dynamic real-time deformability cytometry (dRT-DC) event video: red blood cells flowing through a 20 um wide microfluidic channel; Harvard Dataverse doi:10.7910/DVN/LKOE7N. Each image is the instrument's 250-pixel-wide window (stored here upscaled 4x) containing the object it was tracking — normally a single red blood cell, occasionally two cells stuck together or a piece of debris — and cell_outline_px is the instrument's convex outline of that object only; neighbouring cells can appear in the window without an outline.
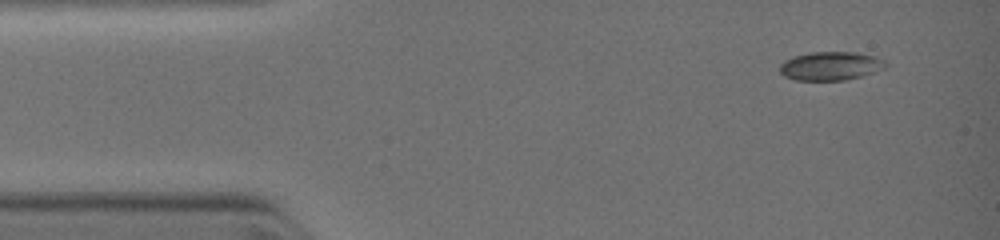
{"species": "common noctule bat (a hibernating species)", "species_latin": "Nyctalus noctula", "temperature_condition": "warm", "stored_images_in_passage": 3, "camera_frame_rate_fps": 3000, "um_per_image_px": 0.085, "animal": {"sex": "female", "body_mass_g": 19.0, "forearm_length_mm": 51.5}, "frame": {"image": 1, "passage_image": 1, "time_ms": 0.0, "image_size_px": [1000, 240], "cell_outline_px": [[888, 64], [884, 68], [860, 76], [844, 80], [796, 80], [784, 76], [780, 72], [780, 64], [784, 60], [792, 56], [812, 52], [856, 52], [876, 56], [884, 60]], "centroid_in_image_um": [70.58, 5.59], "position_along_channel_um": 14.4, "area_um2": 17.63}}
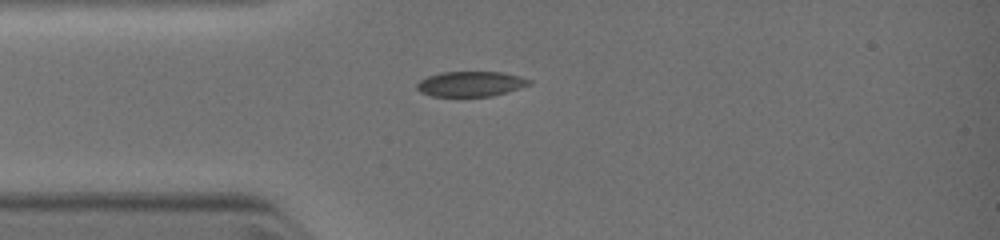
{"frame": {"image": 2, "passage_image": 3, "time_ms": 2.0, "image_size_px": [1000, 240], "cell_outline_px": [[532, 84], [508, 92], [492, 96], [432, 96], [420, 92], [416, 88], [416, 84], [420, 80], [428, 76], [440, 72], [504, 72], [520, 76], [532, 80]], "centroid_in_image_um": [40.03, 7.13], "position_along_channel_um": 45.0, "area_um2": 16.59}}